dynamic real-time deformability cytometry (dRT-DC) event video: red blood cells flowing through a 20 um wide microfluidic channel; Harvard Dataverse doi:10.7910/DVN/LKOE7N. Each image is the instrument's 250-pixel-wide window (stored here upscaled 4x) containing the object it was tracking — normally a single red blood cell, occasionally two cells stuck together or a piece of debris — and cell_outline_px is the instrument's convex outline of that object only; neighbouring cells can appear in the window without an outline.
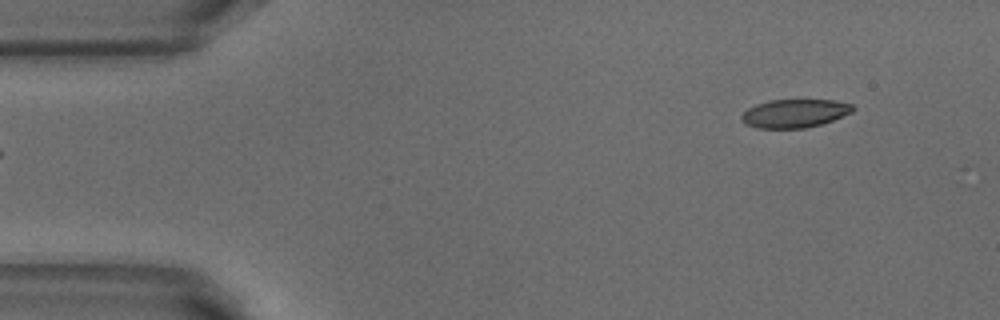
{"species": "common noctule bat (a hibernating species)", "species_latin": "Nyctalus noctula", "temperature_condition": "warm", "stored_images_in_passage": 6, "camera_frame_rate_fps": 3000, "um_per_image_px": 0.085, "animal": {"sex": "male", "body_mass_g": 18.8}, "frame": {"image": 1, "passage_image": 1, "time_ms": 0.0, "image_size_px": [1000, 320], "cell_outline_px": [[856, 108], [852, 112], [832, 120], [820, 124], [804, 128], [756, 128], [740, 120], [740, 116], [748, 108], [756, 104], [768, 100], [832, 100], [852, 104]], "centroid_in_image_um": [67.53, 9.63], "position_along_channel_um": 17.5, "area_um2": 18.32}}